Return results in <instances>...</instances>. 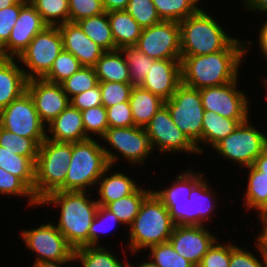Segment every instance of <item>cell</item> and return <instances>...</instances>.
I'll return each instance as SVG.
<instances>
[{"label":"cell","mask_w":267,"mask_h":267,"mask_svg":"<svg viewBox=\"0 0 267 267\" xmlns=\"http://www.w3.org/2000/svg\"><path fill=\"white\" fill-rule=\"evenodd\" d=\"M70 263L74 265L75 260L41 262V263L31 264V267H69L71 266Z\"/></svg>","instance_id":"58"},{"label":"cell","mask_w":267,"mask_h":267,"mask_svg":"<svg viewBox=\"0 0 267 267\" xmlns=\"http://www.w3.org/2000/svg\"><path fill=\"white\" fill-rule=\"evenodd\" d=\"M129 103L131 106L134 126L145 127L157 111L165 105V101L152 92L134 86Z\"/></svg>","instance_id":"29"},{"label":"cell","mask_w":267,"mask_h":267,"mask_svg":"<svg viewBox=\"0 0 267 267\" xmlns=\"http://www.w3.org/2000/svg\"><path fill=\"white\" fill-rule=\"evenodd\" d=\"M127 174L122 169L117 171L116 166L112 165L105 169L94 190L96 201L100 206L105 207L108 203L129 196L141 186V183L137 180L135 182V178Z\"/></svg>","instance_id":"22"},{"label":"cell","mask_w":267,"mask_h":267,"mask_svg":"<svg viewBox=\"0 0 267 267\" xmlns=\"http://www.w3.org/2000/svg\"><path fill=\"white\" fill-rule=\"evenodd\" d=\"M181 84V59H163L153 62L140 87L166 101Z\"/></svg>","instance_id":"20"},{"label":"cell","mask_w":267,"mask_h":267,"mask_svg":"<svg viewBox=\"0 0 267 267\" xmlns=\"http://www.w3.org/2000/svg\"><path fill=\"white\" fill-rule=\"evenodd\" d=\"M0 126L19 136L32 138L38 145L46 139V126L27 91L0 110Z\"/></svg>","instance_id":"15"},{"label":"cell","mask_w":267,"mask_h":267,"mask_svg":"<svg viewBox=\"0 0 267 267\" xmlns=\"http://www.w3.org/2000/svg\"><path fill=\"white\" fill-rule=\"evenodd\" d=\"M98 82L131 83L129 68L121 49L105 51L94 66Z\"/></svg>","instance_id":"28"},{"label":"cell","mask_w":267,"mask_h":267,"mask_svg":"<svg viewBox=\"0 0 267 267\" xmlns=\"http://www.w3.org/2000/svg\"><path fill=\"white\" fill-rule=\"evenodd\" d=\"M62 50L58 26H47L33 38L17 59L28 80L43 78Z\"/></svg>","instance_id":"11"},{"label":"cell","mask_w":267,"mask_h":267,"mask_svg":"<svg viewBox=\"0 0 267 267\" xmlns=\"http://www.w3.org/2000/svg\"><path fill=\"white\" fill-rule=\"evenodd\" d=\"M124 11L143 29L162 21L152 0H129Z\"/></svg>","instance_id":"45"},{"label":"cell","mask_w":267,"mask_h":267,"mask_svg":"<svg viewBox=\"0 0 267 267\" xmlns=\"http://www.w3.org/2000/svg\"><path fill=\"white\" fill-rule=\"evenodd\" d=\"M109 166L100 139L72 143V156L64 183L56 191L90 192Z\"/></svg>","instance_id":"5"},{"label":"cell","mask_w":267,"mask_h":267,"mask_svg":"<svg viewBox=\"0 0 267 267\" xmlns=\"http://www.w3.org/2000/svg\"><path fill=\"white\" fill-rule=\"evenodd\" d=\"M128 2L129 0H102L106 12L124 10Z\"/></svg>","instance_id":"56"},{"label":"cell","mask_w":267,"mask_h":267,"mask_svg":"<svg viewBox=\"0 0 267 267\" xmlns=\"http://www.w3.org/2000/svg\"><path fill=\"white\" fill-rule=\"evenodd\" d=\"M63 49L71 53L82 66L94 67L105 52L85 35L77 23L66 22L58 25Z\"/></svg>","instance_id":"21"},{"label":"cell","mask_w":267,"mask_h":267,"mask_svg":"<svg viewBox=\"0 0 267 267\" xmlns=\"http://www.w3.org/2000/svg\"><path fill=\"white\" fill-rule=\"evenodd\" d=\"M240 76L227 84L200 89L204 110L214 111L224 118L248 119L252 112L251 99L239 89Z\"/></svg>","instance_id":"14"},{"label":"cell","mask_w":267,"mask_h":267,"mask_svg":"<svg viewBox=\"0 0 267 267\" xmlns=\"http://www.w3.org/2000/svg\"><path fill=\"white\" fill-rule=\"evenodd\" d=\"M100 140L107 162L112 166L118 165L123 159L128 162V169L130 165L145 167L147 160L151 159L150 155L154 154L143 127H109Z\"/></svg>","instance_id":"6"},{"label":"cell","mask_w":267,"mask_h":267,"mask_svg":"<svg viewBox=\"0 0 267 267\" xmlns=\"http://www.w3.org/2000/svg\"><path fill=\"white\" fill-rule=\"evenodd\" d=\"M105 246H85L74 250L75 264H81V267H127L128 256H126L127 249L122 247L125 257L120 260L117 252H112L113 249H108ZM126 251V252H125Z\"/></svg>","instance_id":"30"},{"label":"cell","mask_w":267,"mask_h":267,"mask_svg":"<svg viewBox=\"0 0 267 267\" xmlns=\"http://www.w3.org/2000/svg\"><path fill=\"white\" fill-rule=\"evenodd\" d=\"M152 192L150 188L140 186L133 194L108 203L105 208L114 213L122 225L128 228L138 215L144 199Z\"/></svg>","instance_id":"33"},{"label":"cell","mask_w":267,"mask_h":267,"mask_svg":"<svg viewBox=\"0 0 267 267\" xmlns=\"http://www.w3.org/2000/svg\"><path fill=\"white\" fill-rule=\"evenodd\" d=\"M149 137L154 153L166 156L171 153H184L198 155L196 146L188 137L175 125L169 109L163 105L144 127Z\"/></svg>","instance_id":"13"},{"label":"cell","mask_w":267,"mask_h":267,"mask_svg":"<svg viewBox=\"0 0 267 267\" xmlns=\"http://www.w3.org/2000/svg\"><path fill=\"white\" fill-rule=\"evenodd\" d=\"M218 238L208 226L175 225L168 242L178 254L197 267Z\"/></svg>","instance_id":"17"},{"label":"cell","mask_w":267,"mask_h":267,"mask_svg":"<svg viewBox=\"0 0 267 267\" xmlns=\"http://www.w3.org/2000/svg\"><path fill=\"white\" fill-rule=\"evenodd\" d=\"M0 168L20 178L34 193L35 164L28 157L0 146Z\"/></svg>","instance_id":"34"},{"label":"cell","mask_w":267,"mask_h":267,"mask_svg":"<svg viewBox=\"0 0 267 267\" xmlns=\"http://www.w3.org/2000/svg\"><path fill=\"white\" fill-rule=\"evenodd\" d=\"M82 67L81 63L71 53L62 50L54 60L52 68L43 77L44 80L60 84Z\"/></svg>","instance_id":"43"},{"label":"cell","mask_w":267,"mask_h":267,"mask_svg":"<svg viewBox=\"0 0 267 267\" xmlns=\"http://www.w3.org/2000/svg\"><path fill=\"white\" fill-rule=\"evenodd\" d=\"M9 198L20 197L27 199V208H38L39 201L33 191L18 177L0 168V196Z\"/></svg>","instance_id":"37"},{"label":"cell","mask_w":267,"mask_h":267,"mask_svg":"<svg viewBox=\"0 0 267 267\" xmlns=\"http://www.w3.org/2000/svg\"><path fill=\"white\" fill-rule=\"evenodd\" d=\"M102 105L105 108L122 102H129L132 88L131 83L99 82Z\"/></svg>","instance_id":"47"},{"label":"cell","mask_w":267,"mask_h":267,"mask_svg":"<svg viewBox=\"0 0 267 267\" xmlns=\"http://www.w3.org/2000/svg\"><path fill=\"white\" fill-rule=\"evenodd\" d=\"M48 26L69 22L68 0H28Z\"/></svg>","instance_id":"36"},{"label":"cell","mask_w":267,"mask_h":267,"mask_svg":"<svg viewBox=\"0 0 267 267\" xmlns=\"http://www.w3.org/2000/svg\"><path fill=\"white\" fill-rule=\"evenodd\" d=\"M93 193L80 191H53L39 201V206L58 210L55 226L74 249L89 246V229L99 204ZM60 211V212H59Z\"/></svg>","instance_id":"2"},{"label":"cell","mask_w":267,"mask_h":267,"mask_svg":"<svg viewBox=\"0 0 267 267\" xmlns=\"http://www.w3.org/2000/svg\"><path fill=\"white\" fill-rule=\"evenodd\" d=\"M85 134L88 138L100 139L109 128L107 109L103 105L81 111Z\"/></svg>","instance_id":"44"},{"label":"cell","mask_w":267,"mask_h":267,"mask_svg":"<svg viewBox=\"0 0 267 267\" xmlns=\"http://www.w3.org/2000/svg\"><path fill=\"white\" fill-rule=\"evenodd\" d=\"M27 82L17 58L0 57V110L26 92Z\"/></svg>","instance_id":"24"},{"label":"cell","mask_w":267,"mask_h":267,"mask_svg":"<svg viewBox=\"0 0 267 267\" xmlns=\"http://www.w3.org/2000/svg\"><path fill=\"white\" fill-rule=\"evenodd\" d=\"M203 8L202 6L195 14L179 22L181 56L207 55L222 51L236 39L224 30L216 16L210 15Z\"/></svg>","instance_id":"4"},{"label":"cell","mask_w":267,"mask_h":267,"mask_svg":"<svg viewBox=\"0 0 267 267\" xmlns=\"http://www.w3.org/2000/svg\"><path fill=\"white\" fill-rule=\"evenodd\" d=\"M47 26L41 15L27 2L21 8L7 43L0 49V57L18 58L33 38Z\"/></svg>","instance_id":"19"},{"label":"cell","mask_w":267,"mask_h":267,"mask_svg":"<svg viewBox=\"0 0 267 267\" xmlns=\"http://www.w3.org/2000/svg\"><path fill=\"white\" fill-rule=\"evenodd\" d=\"M258 221L261 222L262 229L259 234H255L256 238H254L255 242L257 243L262 255L267 260V214H262L257 216Z\"/></svg>","instance_id":"53"},{"label":"cell","mask_w":267,"mask_h":267,"mask_svg":"<svg viewBox=\"0 0 267 267\" xmlns=\"http://www.w3.org/2000/svg\"><path fill=\"white\" fill-rule=\"evenodd\" d=\"M27 2L28 0H19L15 5L0 10V49L7 43L21 8Z\"/></svg>","instance_id":"50"},{"label":"cell","mask_w":267,"mask_h":267,"mask_svg":"<svg viewBox=\"0 0 267 267\" xmlns=\"http://www.w3.org/2000/svg\"><path fill=\"white\" fill-rule=\"evenodd\" d=\"M253 40L236 38L226 49L207 55L181 56L182 84L193 88L221 86L236 80L241 74L245 57ZM252 45V46H251Z\"/></svg>","instance_id":"1"},{"label":"cell","mask_w":267,"mask_h":267,"mask_svg":"<svg viewBox=\"0 0 267 267\" xmlns=\"http://www.w3.org/2000/svg\"><path fill=\"white\" fill-rule=\"evenodd\" d=\"M70 105L80 111L102 105L99 83L95 87L73 96L70 99Z\"/></svg>","instance_id":"52"},{"label":"cell","mask_w":267,"mask_h":267,"mask_svg":"<svg viewBox=\"0 0 267 267\" xmlns=\"http://www.w3.org/2000/svg\"><path fill=\"white\" fill-rule=\"evenodd\" d=\"M255 250L240 247L235 242H231V259L229 267H267V260L262 255L258 245L254 242ZM259 252V253H258ZM257 254H259L257 256ZM260 256V257H259Z\"/></svg>","instance_id":"46"},{"label":"cell","mask_w":267,"mask_h":267,"mask_svg":"<svg viewBox=\"0 0 267 267\" xmlns=\"http://www.w3.org/2000/svg\"><path fill=\"white\" fill-rule=\"evenodd\" d=\"M251 118L250 116L245 122L240 123L233 133L212 149L221 159L237 164L241 169L252 166L267 145V132L264 128L261 131L259 126L253 124Z\"/></svg>","instance_id":"8"},{"label":"cell","mask_w":267,"mask_h":267,"mask_svg":"<svg viewBox=\"0 0 267 267\" xmlns=\"http://www.w3.org/2000/svg\"><path fill=\"white\" fill-rule=\"evenodd\" d=\"M69 22H78L82 19L102 14L105 11L102 0H68Z\"/></svg>","instance_id":"49"},{"label":"cell","mask_w":267,"mask_h":267,"mask_svg":"<svg viewBox=\"0 0 267 267\" xmlns=\"http://www.w3.org/2000/svg\"><path fill=\"white\" fill-rule=\"evenodd\" d=\"M217 239L203 256L197 267H229L231 259V242Z\"/></svg>","instance_id":"48"},{"label":"cell","mask_w":267,"mask_h":267,"mask_svg":"<svg viewBox=\"0 0 267 267\" xmlns=\"http://www.w3.org/2000/svg\"><path fill=\"white\" fill-rule=\"evenodd\" d=\"M253 166L267 176V145L262 153L255 159Z\"/></svg>","instance_id":"57"},{"label":"cell","mask_w":267,"mask_h":267,"mask_svg":"<svg viewBox=\"0 0 267 267\" xmlns=\"http://www.w3.org/2000/svg\"><path fill=\"white\" fill-rule=\"evenodd\" d=\"M246 172V187L242 194V203L245 211L255 210L257 216L267 214V176L253 165L243 168Z\"/></svg>","instance_id":"25"},{"label":"cell","mask_w":267,"mask_h":267,"mask_svg":"<svg viewBox=\"0 0 267 267\" xmlns=\"http://www.w3.org/2000/svg\"><path fill=\"white\" fill-rule=\"evenodd\" d=\"M196 1H197L200 5H202L201 2H202L203 0H196Z\"/></svg>","instance_id":"62"},{"label":"cell","mask_w":267,"mask_h":267,"mask_svg":"<svg viewBox=\"0 0 267 267\" xmlns=\"http://www.w3.org/2000/svg\"><path fill=\"white\" fill-rule=\"evenodd\" d=\"M163 21L181 22L200 8L196 0H152Z\"/></svg>","instance_id":"35"},{"label":"cell","mask_w":267,"mask_h":267,"mask_svg":"<svg viewBox=\"0 0 267 267\" xmlns=\"http://www.w3.org/2000/svg\"><path fill=\"white\" fill-rule=\"evenodd\" d=\"M179 22L161 21L142 30L136 47L155 60L181 59Z\"/></svg>","instance_id":"16"},{"label":"cell","mask_w":267,"mask_h":267,"mask_svg":"<svg viewBox=\"0 0 267 267\" xmlns=\"http://www.w3.org/2000/svg\"><path fill=\"white\" fill-rule=\"evenodd\" d=\"M98 83L94 67L82 66L60 84L66 95L71 99L73 96L95 87Z\"/></svg>","instance_id":"42"},{"label":"cell","mask_w":267,"mask_h":267,"mask_svg":"<svg viewBox=\"0 0 267 267\" xmlns=\"http://www.w3.org/2000/svg\"><path fill=\"white\" fill-rule=\"evenodd\" d=\"M146 251L148 252L147 257L157 267H195L178 254L169 242L150 246Z\"/></svg>","instance_id":"41"},{"label":"cell","mask_w":267,"mask_h":267,"mask_svg":"<svg viewBox=\"0 0 267 267\" xmlns=\"http://www.w3.org/2000/svg\"><path fill=\"white\" fill-rule=\"evenodd\" d=\"M19 0H0V10L15 5Z\"/></svg>","instance_id":"60"},{"label":"cell","mask_w":267,"mask_h":267,"mask_svg":"<svg viewBox=\"0 0 267 267\" xmlns=\"http://www.w3.org/2000/svg\"><path fill=\"white\" fill-rule=\"evenodd\" d=\"M175 125L196 146L202 156V123L204 108L200 91L181 84L172 97L165 101Z\"/></svg>","instance_id":"10"},{"label":"cell","mask_w":267,"mask_h":267,"mask_svg":"<svg viewBox=\"0 0 267 267\" xmlns=\"http://www.w3.org/2000/svg\"><path fill=\"white\" fill-rule=\"evenodd\" d=\"M247 119L224 118L214 111H204L202 123V153L203 146L213 149L221 140L234 132L240 123Z\"/></svg>","instance_id":"27"},{"label":"cell","mask_w":267,"mask_h":267,"mask_svg":"<svg viewBox=\"0 0 267 267\" xmlns=\"http://www.w3.org/2000/svg\"><path fill=\"white\" fill-rule=\"evenodd\" d=\"M190 168L180 170V174L171 179L172 183L168 186H159V189H152L161 202H182L189 198L192 188L207 174L205 172L195 171L192 165ZM163 187V188H162Z\"/></svg>","instance_id":"26"},{"label":"cell","mask_w":267,"mask_h":267,"mask_svg":"<svg viewBox=\"0 0 267 267\" xmlns=\"http://www.w3.org/2000/svg\"><path fill=\"white\" fill-rule=\"evenodd\" d=\"M87 37L104 51L117 50L107 12L76 22Z\"/></svg>","instance_id":"32"},{"label":"cell","mask_w":267,"mask_h":267,"mask_svg":"<svg viewBox=\"0 0 267 267\" xmlns=\"http://www.w3.org/2000/svg\"><path fill=\"white\" fill-rule=\"evenodd\" d=\"M38 227L22 229L20 238L25 247L34 253L32 264L51 261L74 260V249L58 230L53 221H46Z\"/></svg>","instance_id":"12"},{"label":"cell","mask_w":267,"mask_h":267,"mask_svg":"<svg viewBox=\"0 0 267 267\" xmlns=\"http://www.w3.org/2000/svg\"><path fill=\"white\" fill-rule=\"evenodd\" d=\"M209 181L204 176L192 188L186 201L162 202L168 209L175 225L208 226L209 220H213L215 210L217 212L219 209L218 204L220 202L222 204L223 201L219 200L216 189L211 186Z\"/></svg>","instance_id":"9"},{"label":"cell","mask_w":267,"mask_h":267,"mask_svg":"<svg viewBox=\"0 0 267 267\" xmlns=\"http://www.w3.org/2000/svg\"><path fill=\"white\" fill-rule=\"evenodd\" d=\"M122 52L129 68V76L133 86H140L155 61L141 52L136 46L123 47Z\"/></svg>","instance_id":"38"},{"label":"cell","mask_w":267,"mask_h":267,"mask_svg":"<svg viewBox=\"0 0 267 267\" xmlns=\"http://www.w3.org/2000/svg\"><path fill=\"white\" fill-rule=\"evenodd\" d=\"M264 79V80H263ZM262 80H261V82L263 83L262 85H263V88L265 89L264 91H266V93H265V98L266 99H264V100H266L267 101V78L265 77V78H263Z\"/></svg>","instance_id":"61"},{"label":"cell","mask_w":267,"mask_h":267,"mask_svg":"<svg viewBox=\"0 0 267 267\" xmlns=\"http://www.w3.org/2000/svg\"><path fill=\"white\" fill-rule=\"evenodd\" d=\"M147 260V261H146ZM140 261H142L140 263ZM138 263L136 262V264H132V261L128 260L127 261V267H157L149 257L146 256V259L140 260Z\"/></svg>","instance_id":"59"},{"label":"cell","mask_w":267,"mask_h":267,"mask_svg":"<svg viewBox=\"0 0 267 267\" xmlns=\"http://www.w3.org/2000/svg\"><path fill=\"white\" fill-rule=\"evenodd\" d=\"M106 109L109 127L134 126V120L129 102L118 103Z\"/></svg>","instance_id":"51"},{"label":"cell","mask_w":267,"mask_h":267,"mask_svg":"<svg viewBox=\"0 0 267 267\" xmlns=\"http://www.w3.org/2000/svg\"><path fill=\"white\" fill-rule=\"evenodd\" d=\"M175 228L168 209L152 191L143 201L138 215L127 228L128 243H125L128 252L139 255L153 245L169 241Z\"/></svg>","instance_id":"3"},{"label":"cell","mask_w":267,"mask_h":267,"mask_svg":"<svg viewBox=\"0 0 267 267\" xmlns=\"http://www.w3.org/2000/svg\"><path fill=\"white\" fill-rule=\"evenodd\" d=\"M117 49L135 46L143 28L124 10L107 12Z\"/></svg>","instance_id":"31"},{"label":"cell","mask_w":267,"mask_h":267,"mask_svg":"<svg viewBox=\"0 0 267 267\" xmlns=\"http://www.w3.org/2000/svg\"><path fill=\"white\" fill-rule=\"evenodd\" d=\"M26 91L31 96L39 118L45 126L70 105V98L61 84L52 83L43 78L28 80Z\"/></svg>","instance_id":"18"},{"label":"cell","mask_w":267,"mask_h":267,"mask_svg":"<svg viewBox=\"0 0 267 267\" xmlns=\"http://www.w3.org/2000/svg\"><path fill=\"white\" fill-rule=\"evenodd\" d=\"M46 139L75 143L88 139L82 122L81 111L69 105L46 126Z\"/></svg>","instance_id":"23"},{"label":"cell","mask_w":267,"mask_h":267,"mask_svg":"<svg viewBox=\"0 0 267 267\" xmlns=\"http://www.w3.org/2000/svg\"><path fill=\"white\" fill-rule=\"evenodd\" d=\"M117 224H119L121 228H125L122 227V223L114 213L107 210L104 206L99 205L89 229V246H105L103 243L101 245L104 234L110 233L113 229L115 231L118 227Z\"/></svg>","instance_id":"40"},{"label":"cell","mask_w":267,"mask_h":267,"mask_svg":"<svg viewBox=\"0 0 267 267\" xmlns=\"http://www.w3.org/2000/svg\"><path fill=\"white\" fill-rule=\"evenodd\" d=\"M0 146L36 163L39 145L32 138L19 136L0 126Z\"/></svg>","instance_id":"39"},{"label":"cell","mask_w":267,"mask_h":267,"mask_svg":"<svg viewBox=\"0 0 267 267\" xmlns=\"http://www.w3.org/2000/svg\"><path fill=\"white\" fill-rule=\"evenodd\" d=\"M240 4H243L241 8L245 9L247 12L254 14H263L267 16V0H241ZM254 11V12H253Z\"/></svg>","instance_id":"54"},{"label":"cell","mask_w":267,"mask_h":267,"mask_svg":"<svg viewBox=\"0 0 267 267\" xmlns=\"http://www.w3.org/2000/svg\"><path fill=\"white\" fill-rule=\"evenodd\" d=\"M261 28L258 30V33L256 34L258 37V48L261 56L264 57L265 61L267 62V18L260 24Z\"/></svg>","instance_id":"55"},{"label":"cell","mask_w":267,"mask_h":267,"mask_svg":"<svg viewBox=\"0 0 267 267\" xmlns=\"http://www.w3.org/2000/svg\"><path fill=\"white\" fill-rule=\"evenodd\" d=\"M71 156L72 143L45 139L39 145L34 182V196L38 201L64 183Z\"/></svg>","instance_id":"7"}]
</instances>
